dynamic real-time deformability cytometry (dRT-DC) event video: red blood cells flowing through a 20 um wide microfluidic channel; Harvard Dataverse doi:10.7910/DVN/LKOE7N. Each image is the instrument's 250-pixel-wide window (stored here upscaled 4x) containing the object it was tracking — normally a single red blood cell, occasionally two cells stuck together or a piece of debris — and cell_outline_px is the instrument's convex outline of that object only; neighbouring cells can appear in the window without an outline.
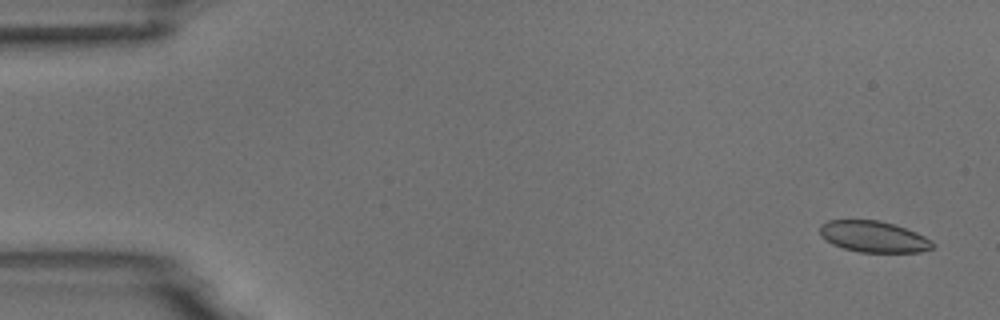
{"species": "common noctule bat (a hibernating species)", "species_latin": "Nyctalus noctula", "temperature_condition": "room temperature", "stored_images_in_passage": 5, "camera_frame_rate_fps": 3000, "um_per_image_px": 0.085, "animal": {"sex": "male", "body_mass_g": 18.8}, "frame": {"image": 1, "passage_image": 1, "time_ms": 0.0, "image_size_px": [1000, 320], "cell_outline_px": [[936, 244], [932, 248], [920, 252], [860, 252], [844, 248], [832, 244], [820, 236], [820, 224], [828, 220], [880, 220], [896, 224], [916, 232], [932, 240]], "centroid_in_image_um": [74.27, 20.11], "position_along_channel_um": 10.7, "area_um2": 20.69}}
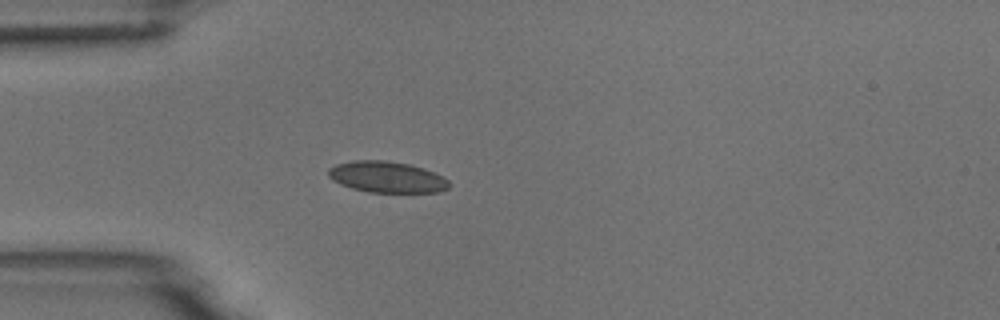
{"frame": {"image": 2, "passage_image": 5, "time_ms": 4.333, "image_size_px": [1000, 320], "cell_outline_px": [[452, 184], [448, 188], [440, 192], [368, 192], [352, 188], [340, 184], [332, 180], [328, 176], [328, 168], [336, 164], [352, 160], [384, 160], [408, 164], [424, 168], [448, 180]], "centroid_in_image_um": [32.86, 15.04], "position_along_channel_um": 52.1, "area_um2": 21.96}}